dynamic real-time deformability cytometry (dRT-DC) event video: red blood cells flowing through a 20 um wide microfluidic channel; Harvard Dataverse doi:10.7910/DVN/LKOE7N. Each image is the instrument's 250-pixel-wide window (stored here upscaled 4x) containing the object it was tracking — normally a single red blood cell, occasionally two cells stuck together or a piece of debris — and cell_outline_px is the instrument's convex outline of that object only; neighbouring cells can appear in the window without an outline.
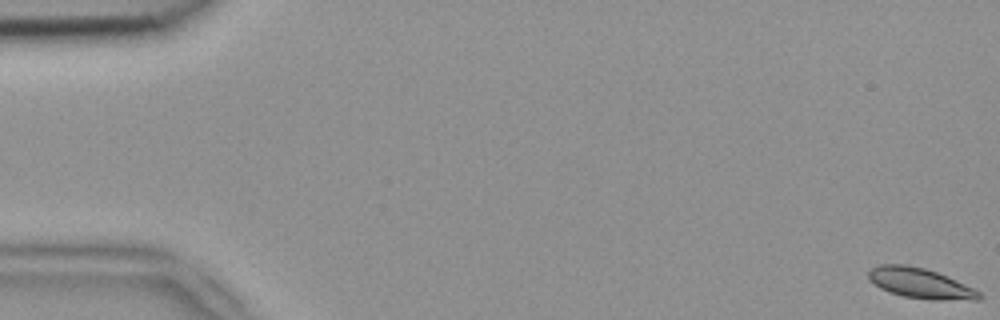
{"species": "common noctule bat (a hibernating species)", "species_latin": "Nyctalus noctula", "temperature_condition": "room temperature", "stored_images_in_passage": 9, "camera_frame_rate_fps": 3000, "um_per_image_px": 0.085, "animal": {"sex": "female", "body_mass_g": 18.4}, "frame": {"image": 1, "passage_image": 1, "time_ms": 0.0, "image_size_px": [1000, 320], "cell_outline_px": [[980, 300], [932, 300], [904, 296], [888, 292], [880, 288], [868, 280], [868, 272], [872, 268], [880, 264], [904, 264], [924, 268], [936, 272], [956, 280], [980, 292]], "centroid_in_image_um": [78.19, 24.08], "position_along_channel_um": 6.8, "area_um2": 19.42}}
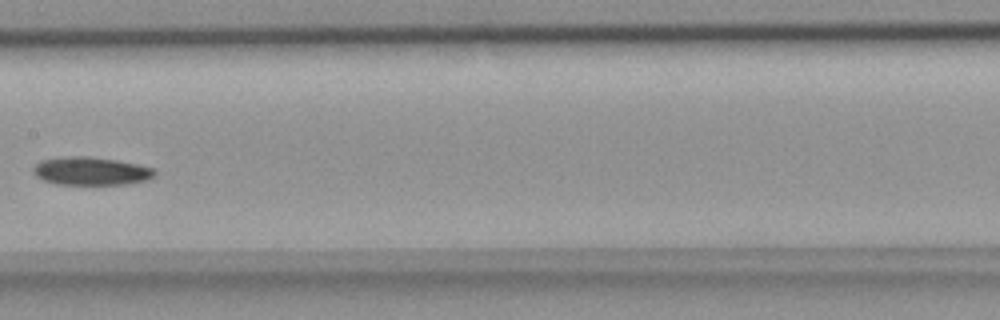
{"frame": {"image": 2, "passage_image": 8, "time_ms": 2.333, "image_size_px": [1000, 320], "cell_outline_px": [[156, 176], [148, 180], [128, 184], [56, 184], [44, 180], [36, 176], [32, 172], [32, 168], [40, 160], [60, 156], [88, 156], [116, 160], [156, 168]], "centroid_in_image_um": [7.74, 14.53], "position_along_channel_um": 199.7, "area_um2": 20.17}}
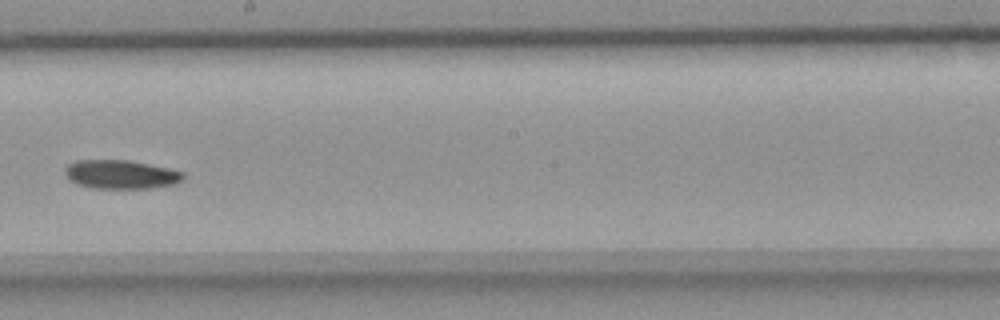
{"frame": {"image": 3, "passage_image": 9, "time_ms": 2.667, "image_size_px": [1000, 320], "cell_outline_px": [[184, 180], [176, 184], [152, 188], [92, 188], [76, 184], [64, 172], [64, 168], [68, 164], [76, 160], [128, 160], [168, 168], [184, 172]], "centroid_in_image_um": [10.3, 14.83], "position_along_channel_um": 237.9, "area_um2": 19.88}}